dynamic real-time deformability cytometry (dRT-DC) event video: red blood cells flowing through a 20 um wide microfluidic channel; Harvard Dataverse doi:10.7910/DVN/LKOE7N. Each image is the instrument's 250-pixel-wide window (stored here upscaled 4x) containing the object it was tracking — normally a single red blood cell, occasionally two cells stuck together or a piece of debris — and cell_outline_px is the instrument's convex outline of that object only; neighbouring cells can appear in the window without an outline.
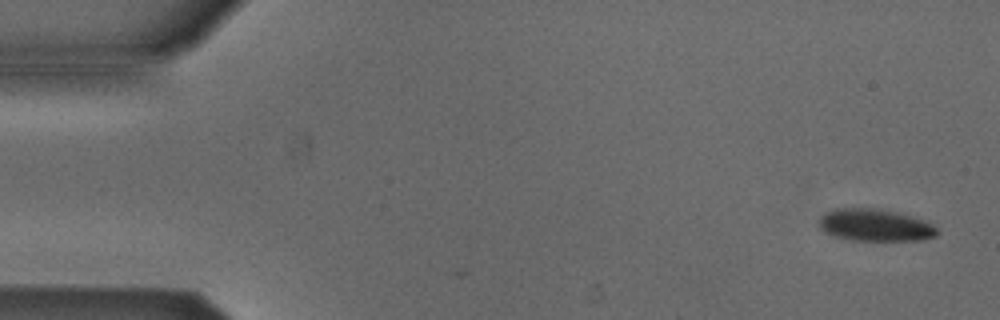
{"species": "Egyptian fruit bat (a non-hibernating species)", "species_latin": "Rousettus aegyptiacus", "temperature_condition": "cold", "stored_images_in_passage": 4, "camera_frame_rate_fps": 3000, "um_per_image_px": 0.085, "animal": {"sex": "male"}, "frame": {"image": 1, "passage_image": 1, "time_ms": 0.0, "image_size_px": [1000, 320], "cell_outline_px": [[936, 236], [920, 240], [852, 240], [832, 236], [824, 232], [820, 228], [820, 216], [824, 212], [836, 208], [880, 208], [896, 212], [924, 220], [932, 224], [936, 228]], "centroid_in_image_um": [74.33, 19.13], "position_along_channel_um": 10.7, "area_um2": 22.14}}